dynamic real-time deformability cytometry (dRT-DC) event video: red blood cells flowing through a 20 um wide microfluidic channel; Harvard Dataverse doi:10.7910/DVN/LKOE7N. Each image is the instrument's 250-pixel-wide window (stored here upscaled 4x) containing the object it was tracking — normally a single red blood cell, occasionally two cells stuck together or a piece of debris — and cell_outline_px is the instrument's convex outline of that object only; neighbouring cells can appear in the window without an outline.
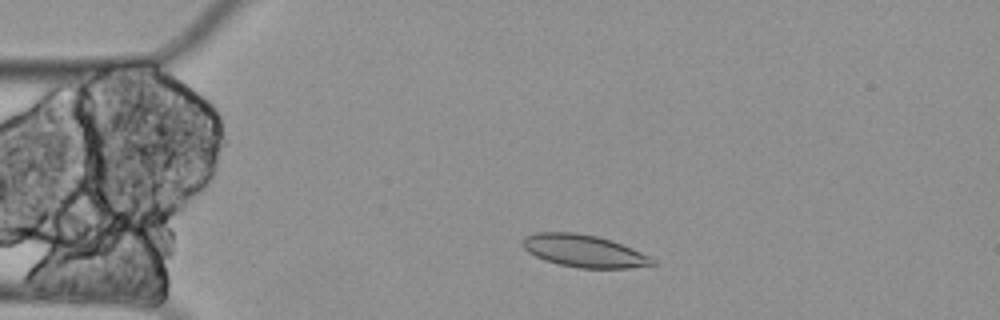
{"species": "Egyptian fruit bat (a non-hibernating species)", "species_latin": "Rousettus aegyptiacus", "temperature_condition": "cold", "stored_images_in_passage": 4, "camera_frame_rate_fps": 3000, "um_per_image_px": 0.085, "animal": {"sex": "female"}, "frame": {"image": 1, "passage_image": 3, "time_ms": 0.667, "image_size_px": [1000, 320], "cell_outline_px": [[656, 264], [628, 268], [580, 268], [560, 264], [544, 260], [528, 252], [524, 248], [524, 236], [536, 232], [572, 232], [596, 236], [620, 244], [640, 252], [656, 260]], "centroid_in_image_um": [49.61, 21.33], "position_along_channel_um": 35.4, "area_um2": 24.04}}